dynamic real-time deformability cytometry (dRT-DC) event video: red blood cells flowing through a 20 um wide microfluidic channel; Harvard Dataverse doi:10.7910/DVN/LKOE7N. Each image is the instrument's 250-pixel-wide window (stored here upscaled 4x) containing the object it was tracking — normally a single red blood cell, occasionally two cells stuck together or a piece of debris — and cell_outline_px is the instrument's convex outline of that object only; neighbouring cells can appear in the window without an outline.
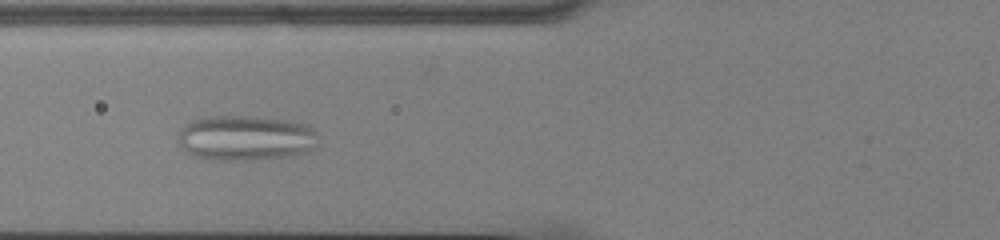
{"species": "common noctule bat (a hibernating species)", "species_latin": "Nyctalus noctula", "temperature_condition": "cold", "stored_images_in_passage": 50, "camera_frame_rate_fps": 3000, "um_per_image_px": 0.085, "animal": {"sex": "male", "body_mass_g": 13.0, "forearm_length_mm": 53.1}, "frame": {"image": 1, "passage_image": 17, "time_ms": 5.333, "image_size_px": [1000, 240], "cell_outline_px": [[316, 132], [312, 144], [304, 152], [296, 156], [248, 160], [212, 160], [196, 156], [184, 152], [180, 144], [180, 128], [184, 124], [200, 116], [256, 116], [288, 120], [304, 124], [312, 128]], "centroid_in_image_um": [20.8, 11.72], "position_along_channel_um": 105.0, "area_um2": 36.88}}
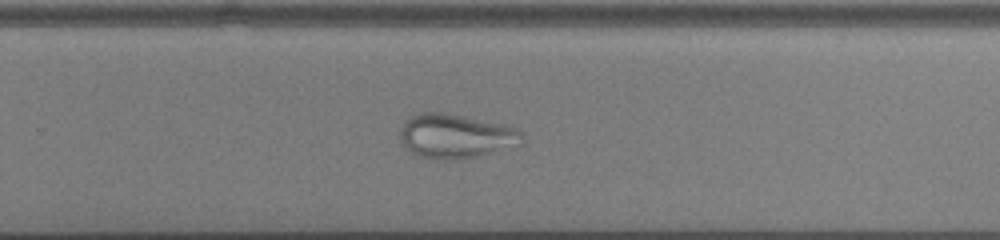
{"frame": {"image": 2, "passage_image": 32, "time_ms": 10.333, "image_size_px": [1000, 240], "cell_outline_px": [[524, 136], [520, 144], [476, 156], [456, 160], [452, 160], [420, 156], [408, 152], [400, 140], [400, 128], [404, 120], [408, 116], [420, 112], [444, 112], [504, 124], [516, 128]], "centroid_in_image_um": [38.67, 11.55], "position_along_channel_um": 291.1, "area_um2": 31.5}}
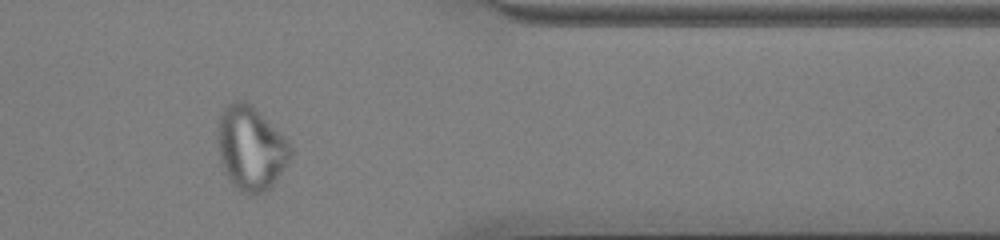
{"frame": {"image": 3, "passage_image": 41, "time_ms": 13.333, "image_size_px": [1000, 240], "cell_outline_px": [[292, 156], [288, 164], [272, 184], [264, 192], [252, 196], [240, 192], [232, 184], [224, 172], [220, 160], [216, 136], [220, 116], [224, 108], [232, 100], [244, 100], [252, 104], [288, 140], [292, 148]], "centroid_in_image_um": [21.31, 12.59], "position_along_channel_um": 390.1, "area_um2": 36.13}}